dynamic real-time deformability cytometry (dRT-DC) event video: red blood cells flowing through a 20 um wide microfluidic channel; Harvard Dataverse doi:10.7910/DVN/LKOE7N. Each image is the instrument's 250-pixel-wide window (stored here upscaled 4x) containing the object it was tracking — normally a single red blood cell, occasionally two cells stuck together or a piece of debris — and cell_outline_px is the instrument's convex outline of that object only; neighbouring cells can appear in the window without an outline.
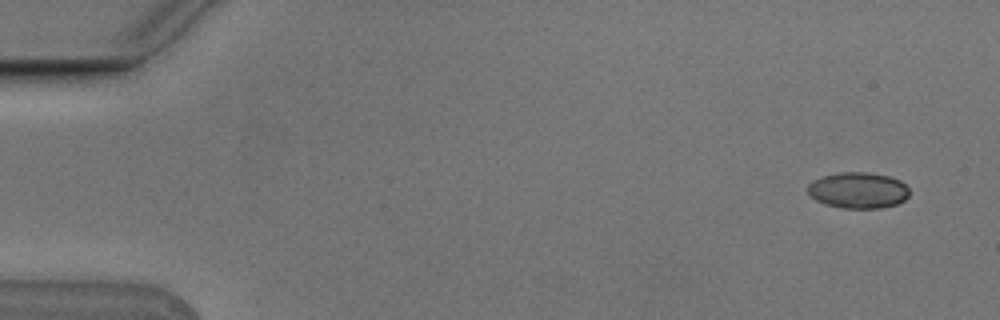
{"species": "Egyptian fruit bat (a non-hibernating species)", "species_latin": "Rousettus aegyptiacus", "temperature_condition": "cold", "stored_images_in_passage": 5, "camera_frame_rate_fps": 3000, "um_per_image_px": 0.085, "animal": {"sex": "male"}, "frame": {"image": 1, "passage_image": 1, "time_ms": 0.0, "image_size_px": [1000, 320], "cell_outline_px": [[908, 196], [904, 200], [896, 204], [880, 208], [840, 208], [824, 204], [816, 200], [808, 192], [808, 184], [812, 180], [824, 176], [840, 172], [864, 172], [888, 176], [900, 180], [908, 188]], "centroid_in_image_um": [72.93, 16.18], "position_along_channel_um": 12.1, "area_um2": 21.27}}
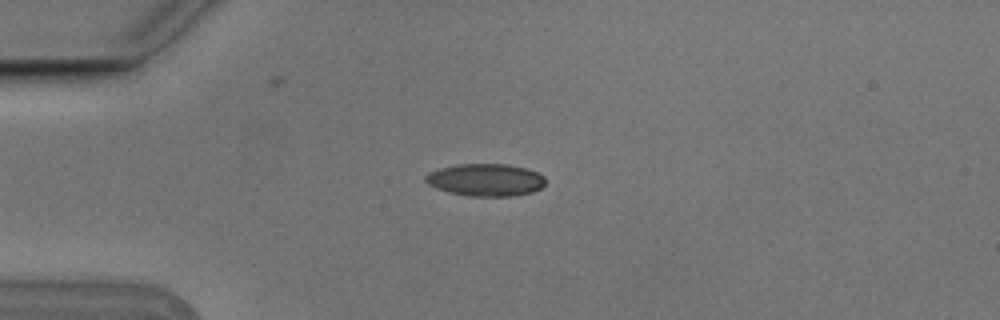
{"frame": {"image": 2, "passage_image": 4, "time_ms": 1.0, "image_size_px": [1000, 320], "cell_outline_px": [[544, 184], [540, 188], [532, 192], [516, 196], [468, 196], [448, 192], [436, 188], [428, 184], [424, 180], [424, 176], [428, 172], [440, 168], [456, 164], [508, 164], [524, 168], [536, 172], [544, 176]], "centroid_in_image_um": [41.24, 15.29], "position_along_channel_um": 43.8, "area_um2": 22.72}}